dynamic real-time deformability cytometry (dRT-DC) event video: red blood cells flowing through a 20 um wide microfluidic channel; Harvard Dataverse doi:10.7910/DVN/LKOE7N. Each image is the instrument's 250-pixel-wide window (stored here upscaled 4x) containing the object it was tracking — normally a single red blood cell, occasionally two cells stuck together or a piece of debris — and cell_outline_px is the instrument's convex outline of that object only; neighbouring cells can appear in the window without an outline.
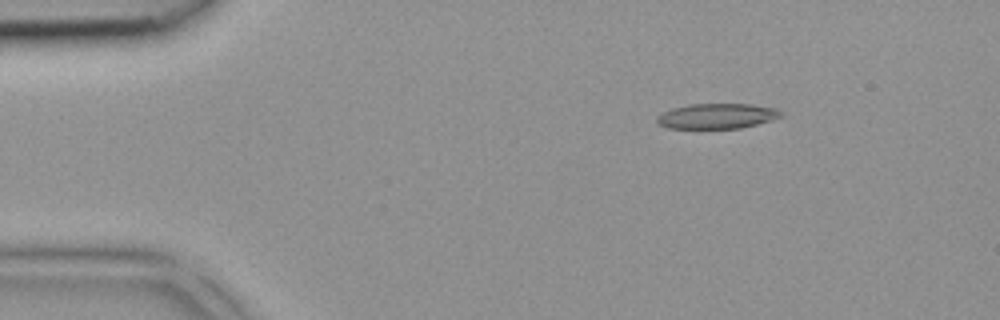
{"species": "common noctule bat (a hibernating species)", "species_latin": "Nyctalus noctula", "temperature_condition": "room temperature", "stored_images_in_passage": 4, "camera_frame_rate_fps": 3000, "um_per_image_px": 0.085, "animal": {"sex": "female", "body_mass_g": 18.4}, "frame": {"image": 1, "passage_image": 1, "time_ms": 0.0, "image_size_px": [1000, 320], "cell_outline_px": [[784, 116], [772, 120], [740, 128], [668, 128], [656, 124], [656, 116], [672, 108], [688, 104], [752, 104], [776, 108], [784, 112]], "centroid_in_image_um": [60.95, 9.86], "position_along_channel_um": 24.0, "area_um2": 18.38}}
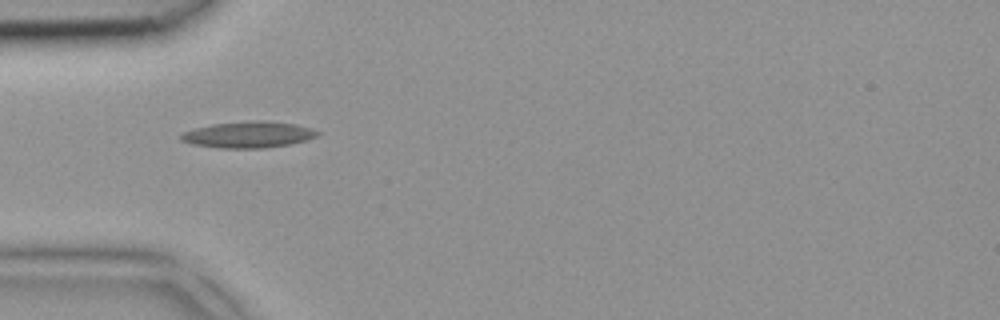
{"frame": {"image": 2, "passage_image": 3, "time_ms": 0.667, "image_size_px": [1000, 320], "cell_outline_px": [[320, 132], [316, 136], [308, 140], [292, 144], [264, 148], [220, 148], [192, 144], [180, 140], [180, 132], [212, 124], [296, 124], [312, 128]], "centroid_in_image_um": [21.08, 11.51], "position_along_channel_um": 63.9, "area_um2": 19.77}}